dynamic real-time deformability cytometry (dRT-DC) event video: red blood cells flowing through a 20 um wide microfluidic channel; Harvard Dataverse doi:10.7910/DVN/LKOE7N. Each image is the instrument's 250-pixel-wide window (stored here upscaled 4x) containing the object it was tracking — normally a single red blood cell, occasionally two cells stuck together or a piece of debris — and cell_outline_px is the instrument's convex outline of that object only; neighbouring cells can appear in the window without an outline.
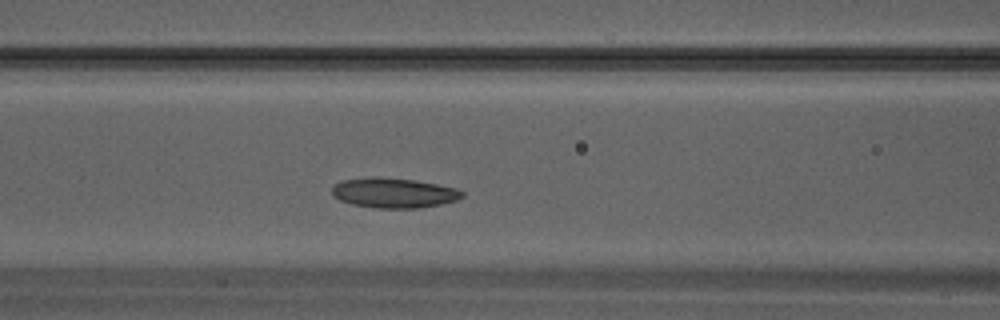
{"species": "Egyptian fruit bat (a non-hibernating species)", "species_latin": "Rousettus aegyptiacus", "temperature_condition": "warm", "stored_images_in_passage": 29, "segment_of_instrument_passage": [1, 2], "camera_frame_rate_fps": 3000, "um_per_image_px": 0.085, "animal": {"sex": "male"}, "frame": {"image": 1, "passage_image": 9, "time_ms": 2.667, "image_size_px": [1000, 320], "cell_outline_px": [[464, 196], [456, 200], [444, 204], [420, 208], [372, 208], [352, 204], [340, 200], [332, 196], [332, 188], [336, 184], [344, 180], [372, 176], [376, 176], [412, 180], [436, 184], [456, 188], [464, 192]], "centroid_in_image_um": [33.48, 16.4], "position_along_channel_um": 133.1, "area_um2": 22.83}}
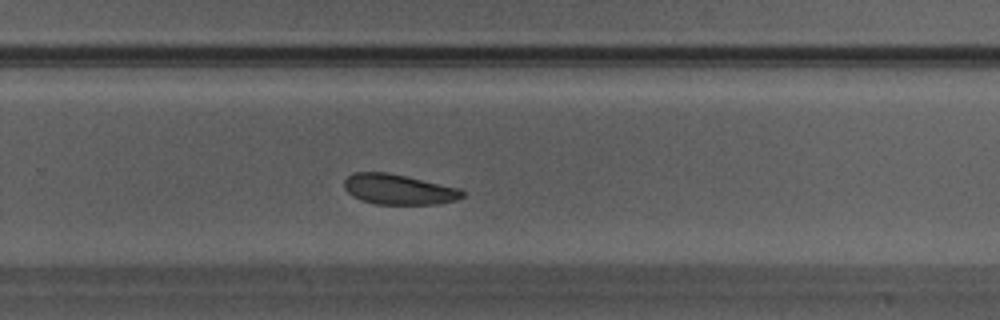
{"frame": {"image": 2, "passage_image": 17, "time_ms": 5.333, "image_size_px": [1000, 320], "cell_outline_px": [[464, 196], [456, 200], [436, 204], [376, 204], [360, 200], [352, 196], [344, 188], [344, 180], [352, 172], [388, 172], [460, 188], [464, 192]], "centroid_in_image_um": [33.86, 16.09], "position_along_channel_um": 295.9, "area_um2": 20.92}}
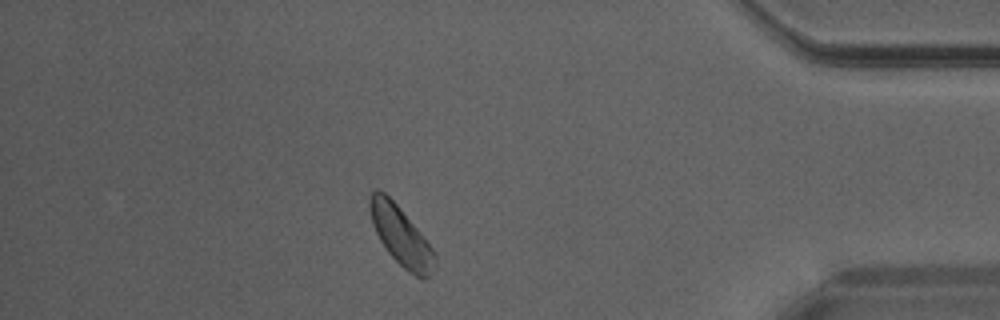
{"frame": {"image": 3, "passage_image": 24, "time_ms": 7.667, "image_size_px": [1000, 320], "cell_outline_px": [[436, 260], [432, 276], [424, 280], [408, 272], [388, 252], [380, 240], [372, 224], [368, 208], [368, 200], [372, 192], [376, 188], [384, 192], [396, 204], [416, 228], [432, 248], [436, 256]], "centroid_in_image_um": [34.07, 20.08], "position_along_channel_um": 401.1, "area_um2": 22.14}}